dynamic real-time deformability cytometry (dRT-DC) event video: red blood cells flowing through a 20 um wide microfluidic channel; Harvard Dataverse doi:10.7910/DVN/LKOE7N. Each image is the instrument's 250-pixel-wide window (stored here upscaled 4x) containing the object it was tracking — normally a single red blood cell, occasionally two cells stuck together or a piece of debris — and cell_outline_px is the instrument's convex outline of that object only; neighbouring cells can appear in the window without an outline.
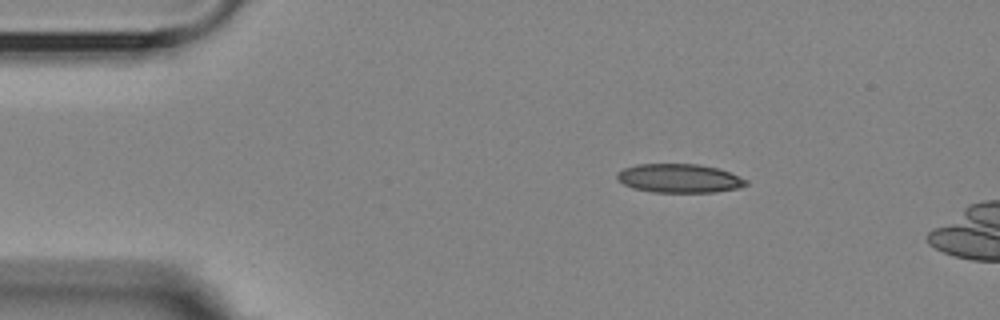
{"species": "Egyptian fruit bat (a non-hibernating species)", "species_latin": "Rousettus aegyptiacus", "temperature_condition": "room temperature", "stored_images_in_passage": 3, "camera_frame_rate_fps": 3000, "um_per_image_px": 0.085, "animal": {"sex": "female"}, "frame": {"image": 1, "passage_image": 1, "time_ms": 0.0, "image_size_px": [1000, 320], "cell_outline_px": [[748, 184], [740, 188], [716, 192], [652, 192], [632, 188], [624, 184], [616, 176], [616, 172], [624, 168], [636, 164], [700, 164], [720, 168], [748, 180]], "centroid_in_image_um": [57.76, 15.15], "position_along_channel_um": 27.2, "area_um2": 21.85}}